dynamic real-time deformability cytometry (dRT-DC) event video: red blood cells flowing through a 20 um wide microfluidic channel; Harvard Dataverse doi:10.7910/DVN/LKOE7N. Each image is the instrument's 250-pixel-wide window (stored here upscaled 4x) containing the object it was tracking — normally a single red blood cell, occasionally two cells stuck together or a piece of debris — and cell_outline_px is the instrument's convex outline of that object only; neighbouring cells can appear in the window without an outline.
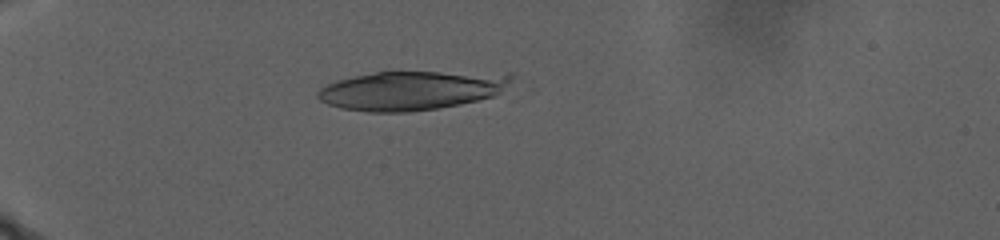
{"species": "human", "species_latin": "Homo sapiens", "temperature_condition": "warm", "stored_images_in_passage": 31, "camera_frame_rate_fps": 3000, "um_per_image_px": 0.085, "donor": {"sex": "male"}, "frame": {"image": 1, "passage_image": 19, "time_ms": 11.333, "image_size_px": [1000, 240], "cell_outline_px": [[512, 76], [500, 92], [492, 96], [460, 104], [436, 108], [408, 112], [368, 112], [340, 108], [328, 104], [320, 100], [316, 96], [316, 92], [320, 88], [336, 80], [376, 72], [512, 72]], "centroid_in_image_um": [34.95, 7.68], "position_along_channel_um": 50.1, "area_um2": 43.99}}
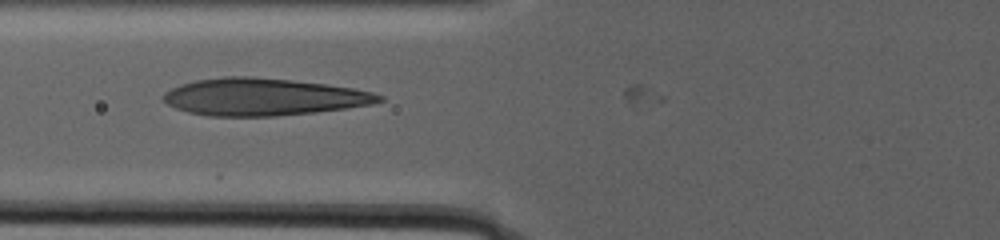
{"frame": {"image": 2, "passage_image": 26, "time_ms": 15.667, "image_size_px": [1000, 240], "cell_outline_px": [[384, 100], [372, 104], [316, 112], [276, 116], [208, 116], [188, 112], [176, 108], [168, 104], [164, 100], [164, 92], [180, 84], [196, 80], [224, 76], [252, 76], [292, 80], [324, 84], [352, 88], [372, 92], [384, 96]], "centroid_in_image_um": [22.37, 8.23], "position_along_channel_um": 103.4, "area_um2": 46.7}}
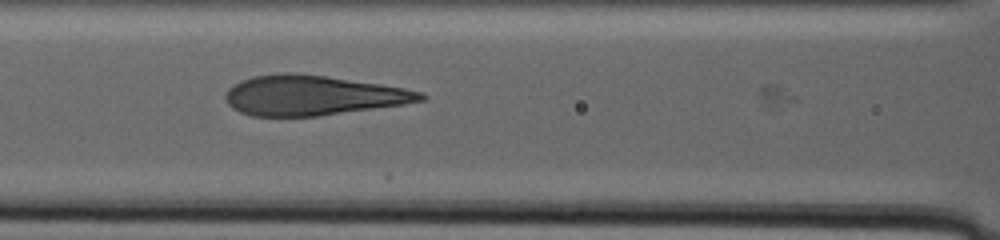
{"frame": {"image": 3, "passage_image": 29, "time_ms": 17.333, "image_size_px": [1000, 240], "cell_outline_px": [[428, 96], [424, 100], [404, 104], [320, 116], [252, 116], [240, 112], [232, 108], [224, 100], [224, 96], [228, 88], [240, 80], [252, 76], [280, 72], [296, 72], [380, 84], [404, 88], [424, 92]], "centroid_in_image_um": [26.54, 8.1], "position_along_channel_um": 140.1, "area_um2": 45.6}}